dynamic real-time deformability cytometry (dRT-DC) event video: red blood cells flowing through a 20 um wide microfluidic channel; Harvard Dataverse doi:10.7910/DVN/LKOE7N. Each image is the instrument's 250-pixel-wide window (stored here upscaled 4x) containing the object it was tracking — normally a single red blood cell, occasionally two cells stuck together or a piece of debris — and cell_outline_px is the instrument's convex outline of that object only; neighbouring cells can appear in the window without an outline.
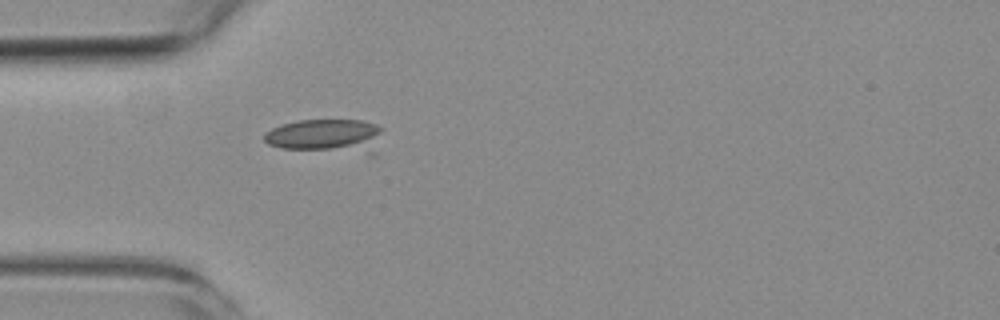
{"species": "common noctule bat (a hibernating species)", "species_latin": "Nyctalus noctula", "temperature_condition": "room temperature", "stored_images_in_passage": 4, "camera_frame_rate_fps": 3000, "um_per_image_px": 0.085, "animal": {"sex": "female", "body_mass_g": 19.3, "forearm_length_mm": 54.1}, "frame": {"image": 1, "passage_image": 4, "time_ms": 4.333, "image_size_px": [1000, 320], "cell_outline_px": [[384, 128], [376, 156], [368, 156], [284, 148], [268, 144], [264, 140], [264, 132], [280, 124], [300, 120], [360, 120], [376, 124]], "centroid_in_image_um": [27.86, 11.6], "position_along_channel_um": 57.1, "area_um2": 24.62}}